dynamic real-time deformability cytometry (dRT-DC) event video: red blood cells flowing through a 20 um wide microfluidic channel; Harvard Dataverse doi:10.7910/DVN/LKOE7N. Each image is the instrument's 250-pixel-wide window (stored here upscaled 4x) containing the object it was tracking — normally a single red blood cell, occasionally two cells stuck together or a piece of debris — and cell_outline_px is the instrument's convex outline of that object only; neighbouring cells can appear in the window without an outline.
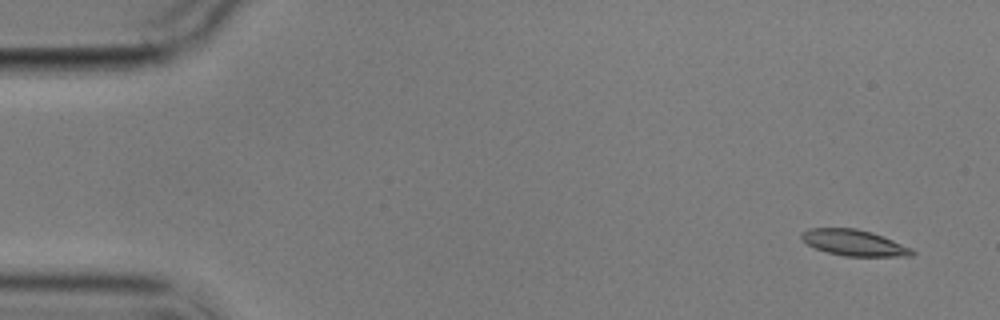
{"species": "common noctule bat (a hibernating species)", "species_latin": "Nyctalus noctula", "temperature_condition": "cold", "stored_images_in_passage": 4, "camera_frame_rate_fps": 3000, "um_per_image_px": 0.085, "animal": {"sex": "male", "body_mass_g": 17.9}, "frame": {"image": 1, "passage_image": 1, "time_ms": 0.0, "image_size_px": [1000, 320], "cell_outline_px": [[916, 252], [912, 256], [844, 256], [828, 252], [816, 248], [808, 244], [800, 236], [808, 228], [856, 228], [872, 232], [884, 236], [912, 248]], "centroid_in_image_um": [72.64, 20.63], "position_along_channel_um": 12.4, "area_um2": 16.7}}